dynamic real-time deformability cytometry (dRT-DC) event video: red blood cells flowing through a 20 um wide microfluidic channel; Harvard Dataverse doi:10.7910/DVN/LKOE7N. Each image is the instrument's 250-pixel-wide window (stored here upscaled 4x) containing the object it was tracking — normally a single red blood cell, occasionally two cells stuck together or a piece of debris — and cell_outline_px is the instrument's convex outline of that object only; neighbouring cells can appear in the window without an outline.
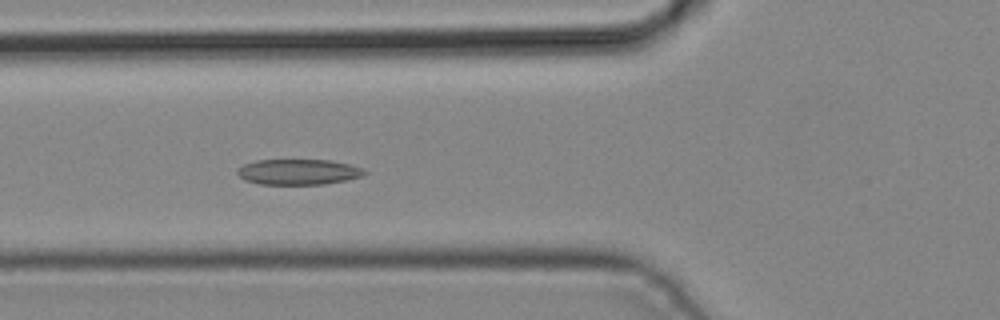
{"species": "common noctule bat (a hibernating species)", "species_latin": "Nyctalus noctula", "temperature_condition": "cold", "stored_images_in_passage": 6, "camera_frame_rate_fps": 3000, "um_per_image_px": 0.085, "animal": {"sex": "male", "body_mass_g": 19.2, "forearm_length_mm": 51.8}, "frame": {"image": 1, "passage_image": 5, "time_ms": 1.333, "image_size_px": [1000, 320], "cell_outline_px": [[368, 172], [360, 176], [344, 180], [324, 184], [260, 184], [244, 180], [236, 172], [236, 168], [244, 164], [256, 160], [332, 160], [364, 168]], "centroid_in_image_um": [25.33, 14.6], "position_along_channel_um": 100.5, "area_um2": 18.9}}
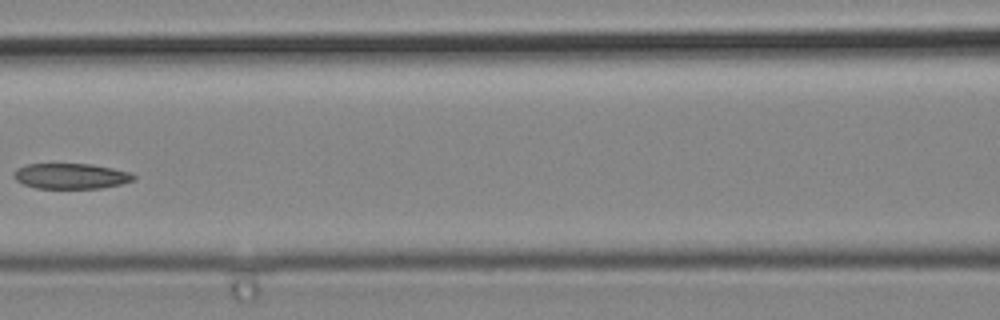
{"frame": {"image": 2, "passage_image": 6, "time_ms": 1.667, "image_size_px": [1000, 320], "cell_outline_px": [[136, 180], [120, 184], [100, 188], [36, 188], [24, 184], [16, 180], [12, 176], [16, 168], [28, 164], [92, 164], [132, 172], [136, 176]], "centroid_in_image_um": [6.05, 14.96], "position_along_channel_um": 160.6, "area_um2": 17.86}}